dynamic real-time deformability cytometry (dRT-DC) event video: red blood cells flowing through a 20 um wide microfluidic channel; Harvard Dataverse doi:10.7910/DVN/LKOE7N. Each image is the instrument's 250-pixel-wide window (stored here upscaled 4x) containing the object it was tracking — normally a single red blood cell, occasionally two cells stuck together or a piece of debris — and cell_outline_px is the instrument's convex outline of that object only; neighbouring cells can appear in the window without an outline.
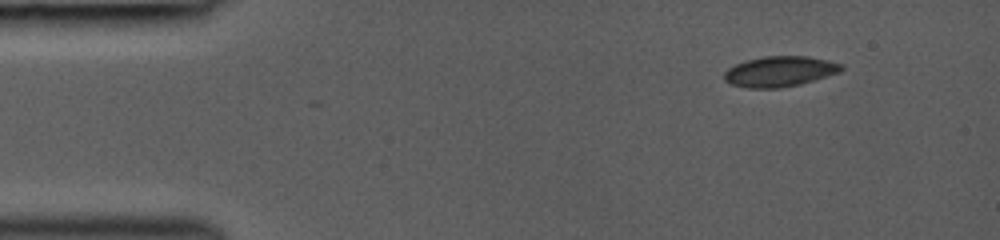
{"species": "common noctule bat (a hibernating species)", "species_latin": "Nyctalus noctula", "temperature_condition": "room temperature", "stored_images_in_passage": 14, "camera_frame_rate_fps": 3000, "um_per_image_px": 0.085, "animal": {"sex": "female", "body_mass_g": 19.0, "forearm_length_mm": 53.3}, "frame": {"image": 1, "passage_image": 1, "time_ms": 0.0, "image_size_px": [1000, 240], "cell_outline_px": [[844, 68], [840, 72], [800, 84], [780, 88], [748, 88], [732, 84], [724, 80], [724, 72], [728, 68], [744, 60], [764, 56], [808, 56], [828, 60], [844, 64]], "centroid_in_image_um": [66.29, 6.06], "position_along_channel_um": 18.7, "area_um2": 20.87}}
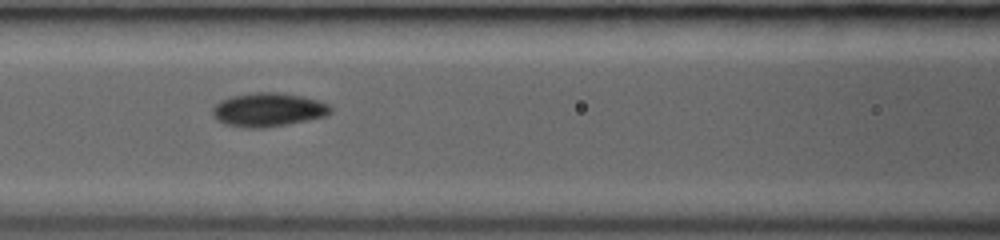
{"frame": {"image": 2, "passage_image": 10, "time_ms": 5.0, "image_size_px": [1000, 240], "cell_outline_px": [[332, 112], [328, 116], [288, 124], [260, 128], [244, 128], [224, 124], [216, 120], [212, 116], [212, 108], [220, 100], [232, 96], [256, 92], [276, 92], [304, 96], [328, 104], [332, 108]], "centroid_in_image_um": [22.79, 9.33], "position_along_channel_um": 143.8, "area_um2": 23.41}}
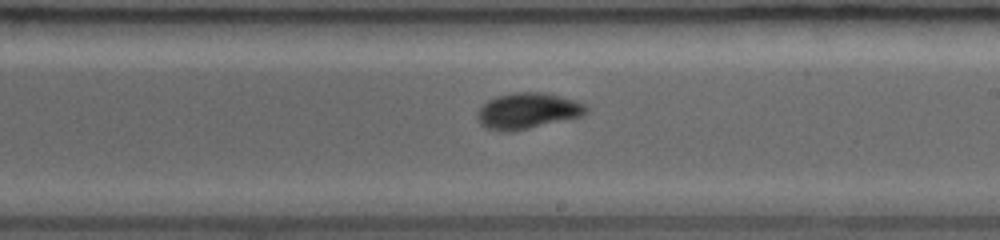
{"frame": {"image": 3, "passage_image": 14, "time_ms": 7.333, "image_size_px": [1000, 240], "cell_outline_px": [[588, 112], [580, 116], [512, 132], [504, 132], [484, 128], [480, 124], [476, 116], [476, 112], [488, 100], [496, 96], [512, 92], [540, 92], [576, 100], [584, 104], [588, 108]], "centroid_in_image_um": [44.79, 9.43], "position_along_channel_um": 244.2, "area_um2": 22.77}}